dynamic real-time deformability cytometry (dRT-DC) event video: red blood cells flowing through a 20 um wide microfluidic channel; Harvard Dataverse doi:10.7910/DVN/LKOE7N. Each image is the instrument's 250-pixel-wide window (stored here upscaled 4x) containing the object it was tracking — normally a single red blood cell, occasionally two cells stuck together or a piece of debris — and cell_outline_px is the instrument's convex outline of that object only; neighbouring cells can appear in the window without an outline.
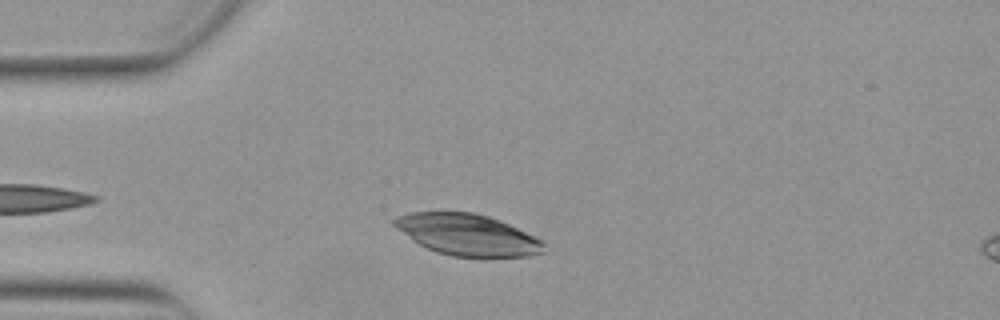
{"species": "Egyptian fruit bat (a non-hibernating species)", "species_latin": "Rousettus aegyptiacus", "temperature_condition": "warm", "stored_images_in_passage": 41, "camera_frame_rate_fps": 3000, "um_per_image_px": 0.085, "animal": {"sex": "female"}, "frame": {"image": 1, "passage_image": 5, "time_ms": 1.333, "image_size_px": [1000, 320], "cell_outline_px": [[544, 252], [528, 256], [452, 256], [436, 252], [412, 240], [396, 228], [392, 224], [392, 220], [400, 216], [412, 212], [472, 212], [488, 216], [508, 224], [540, 240], [544, 244]], "centroid_in_image_um": [39.69, 19.95], "position_along_channel_um": 45.3, "area_um2": 35.32}}
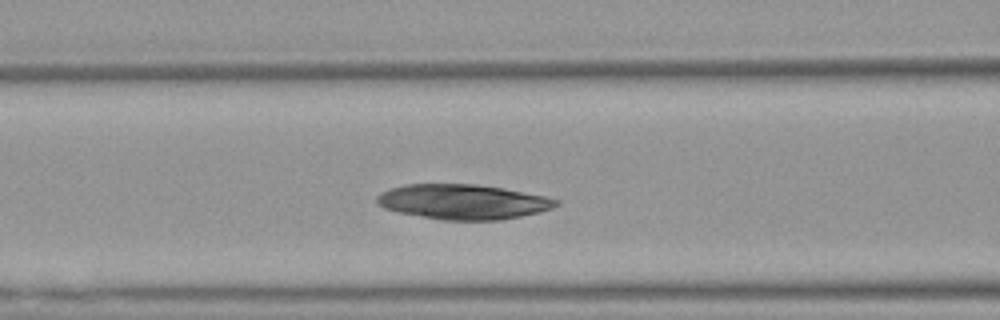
{"frame": {"image": 2, "passage_image": 13, "time_ms": 4.0, "image_size_px": [1000, 320], "cell_outline_px": [[560, 204], [552, 208], [540, 212], [500, 220], [440, 220], [400, 212], [384, 208], [376, 200], [376, 196], [380, 192], [404, 184], [476, 184], [504, 188], [548, 196], [560, 200]], "centroid_in_image_um": [39.4, 17.15], "position_along_channel_um": 127.2, "area_um2": 36.65}}
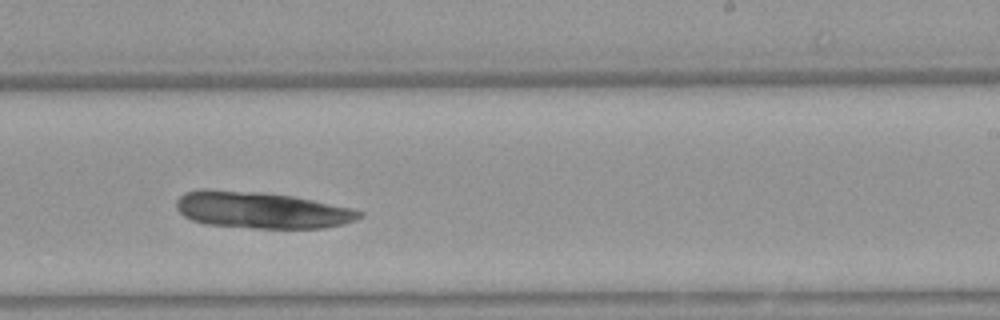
{"frame": {"image": 3, "passage_image": 24, "time_ms": 7.667, "image_size_px": [1000, 320], "cell_outline_px": [[364, 216], [356, 220], [344, 224], [324, 228], [252, 228], [204, 224], [192, 220], [184, 216], [176, 208], [176, 200], [184, 192], [200, 188], [212, 188], [264, 192], [292, 196], [352, 208], [364, 212]], "centroid_in_image_um": [22.19, 17.84], "position_along_channel_um": 266.8, "area_um2": 39.59}}